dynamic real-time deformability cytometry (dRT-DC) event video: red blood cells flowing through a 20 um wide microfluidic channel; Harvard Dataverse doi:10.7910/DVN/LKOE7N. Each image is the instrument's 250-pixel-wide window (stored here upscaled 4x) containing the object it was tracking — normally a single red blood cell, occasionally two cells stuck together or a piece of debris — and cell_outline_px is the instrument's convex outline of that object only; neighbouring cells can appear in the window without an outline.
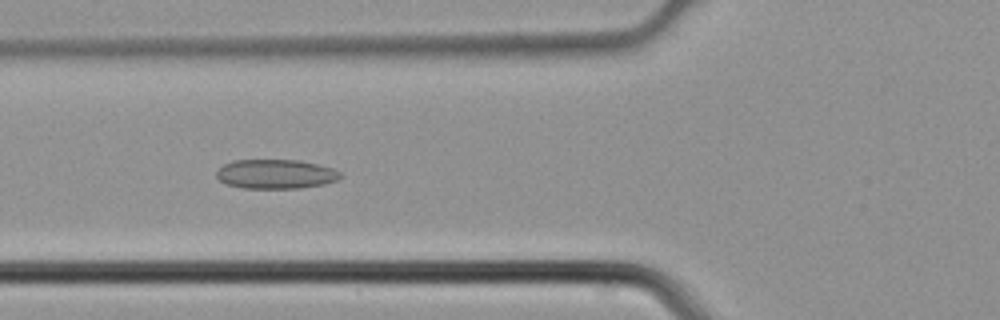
{"species": "common noctule bat (a hibernating species)", "species_latin": "Nyctalus noctula", "temperature_condition": "cold", "stored_images_in_passage": 42, "camera_frame_rate_fps": 3000, "um_per_image_px": 0.085, "animal": {"sex": "male", "body_mass_g": 21.5, "forearm_length_mm": 52.0}, "frame": {"image": 1, "passage_image": 16, "time_ms": 5.0, "image_size_px": [1000, 320], "cell_outline_px": [[344, 176], [336, 180], [324, 184], [300, 188], [244, 188], [224, 184], [216, 176], [216, 172], [224, 164], [232, 160], [300, 160], [332, 168], [340, 172]], "centroid_in_image_um": [23.43, 14.79], "position_along_channel_um": 102.4, "area_um2": 21.21}}
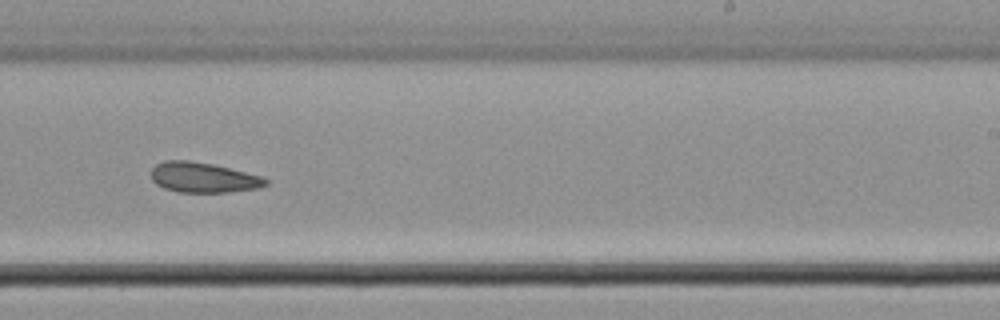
{"frame": {"image": 2, "passage_image": 27, "time_ms": 8.667, "image_size_px": [1000, 320], "cell_outline_px": [[268, 184], [256, 188], [228, 192], [180, 192], [164, 188], [156, 184], [152, 180], [152, 168], [156, 164], [164, 160], [188, 160], [212, 164], [264, 176], [268, 180]], "centroid_in_image_um": [17.28, 15.08], "position_along_channel_um": 271.7, "area_um2": 20.11}}
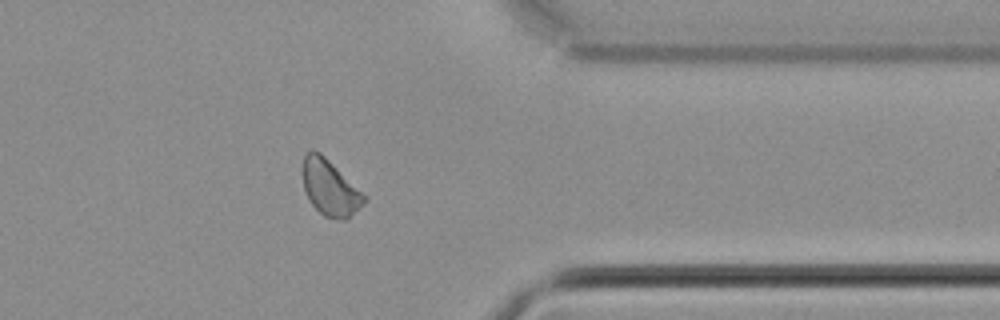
{"frame": {"image": 3, "passage_image": 35, "time_ms": 11.333, "image_size_px": [1000, 320], "cell_outline_px": [[368, 196], [364, 204], [348, 220], [344, 220], [324, 216], [308, 200], [304, 188], [304, 156], [308, 152], [320, 152]], "centroid_in_image_um": [28.11, 16.01], "position_along_channel_um": 383.3, "area_um2": 19.83}}